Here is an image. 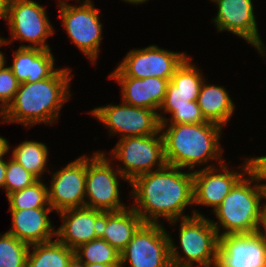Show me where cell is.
Wrapping results in <instances>:
<instances>
[{
    "label": "cell",
    "instance_id": "9c48e42d",
    "mask_svg": "<svg viewBox=\"0 0 266 267\" xmlns=\"http://www.w3.org/2000/svg\"><path fill=\"white\" fill-rule=\"evenodd\" d=\"M169 236L161 223H143L120 253V267H172Z\"/></svg>",
    "mask_w": 266,
    "mask_h": 267
},
{
    "label": "cell",
    "instance_id": "d4e9b609",
    "mask_svg": "<svg viewBox=\"0 0 266 267\" xmlns=\"http://www.w3.org/2000/svg\"><path fill=\"white\" fill-rule=\"evenodd\" d=\"M48 153L45 143L26 140L13 149L12 158L38 180H41L42 175L46 172Z\"/></svg>",
    "mask_w": 266,
    "mask_h": 267
},
{
    "label": "cell",
    "instance_id": "8fae6325",
    "mask_svg": "<svg viewBox=\"0 0 266 267\" xmlns=\"http://www.w3.org/2000/svg\"><path fill=\"white\" fill-rule=\"evenodd\" d=\"M90 114L109 129L110 136L119 134L120 139L154 135L160 131L161 123L156 111L124 102L96 107Z\"/></svg>",
    "mask_w": 266,
    "mask_h": 267
},
{
    "label": "cell",
    "instance_id": "d590c367",
    "mask_svg": "<svg viewBox=\"0 0 266 267\" xmlns=\"http://www.w3.org/2000/svg\"><path fill=\"white\" fill-rule=\"evenodd\" d=\"M9 0H0V19L6 18Z\"/></svg>",
    "mask_w": 266,
    "mask_h": 267
},
{
    "label": "cell",
    "instance_id": "7c38bea8",
    "mask_svg": "<svg viewBox=\"0 0 266 267\" xmlns=\"http://www.w3.org/2000/svg\"><path fill=\"white\" fill-rule=\"evenodd\" d=\"M184 52H174L157 45L130 50L117 68L127 77L143 79L158 77L170 80L176 69L188 57Z\"/></svg>",
    "mask_w": 266,
    "mask_h": 267
},
{
    "label": "cell",
    "instance_id": "836d02e7",
    "mask_svg": "<svg viewBox=\"0 0 266 267\" xmlns=\"http://www.w3.org/2000/svg\"><path fill=\"white\" fill-rule=\"evenodd\" d=\"M6 168L7 161L4 158H0V188H4Z\"/></svg>",
    "mask_w": 266,
    "mask_h": 267
},
{
    "label": "cell",
    "instance_id": "74e56055",
    "mask_svg": "<svg viewBox=\"0 0 266 267\" xmlns=\"http://www.w3.org/2000/svg\"><path fill=\"white\" fill-rule=\"evenodd\" d=\"M67 267H85V263L74 256L68 263Z\"/></svg>",
    "mask_w": 266,
    "mask_h": 267
},
{
    "label": "cell",
    "instance_id": "83f0119b",
    "mask_svg": "<svg viewBox=\"0 0 266 267\" xmlns=\"http://www.w3.org/2000/svg\"><path fill=\"white\" fill-rule=\"evenodd\" d=\"M30 245L12 234H0V267H26Z\"/></svg>",
    "mask_w": 266,
    "mask_h": 267
},
{
    "label": "cell",
    "instance_id": "ab89813d",
    "mask_svg": "<svg viewBox=\"0 0 266 267\" xmlns=\"http://www.w3.org/2000/svg\"><path fill=\"white\" fill-rule=\"evenodd\" d=\"M122 1H124V2H128V3H130V4H135V5H140V4H142V3H145L146 1H148V0H122Z\"/></svg>",
    "mask_w": 266,
    "mask_h": 267
},
{
    "label": "cell",
    "instance_id": "4fadbf2b",
    "mask_svg": "<svg viewBox=\"0 0 266 267\" xmlns=\"http://www.w3.org/2000/svg\"><path fill=\"white\" fill-rule=\"evenodd\" d=\"M206 165L200 170L193 171V205L213 207L214 211L229 194L233 186L250 170L249 157L245 158L240 171L229 170L225 162ZM222 172H218L220 170Z\"/></svg>",
    "mask_w": 266,
    "mask_h": 267
},
{
    "label": "cell",
    "instance_id": "44dd1931",
    "mask_svg": "<svg viewBox=\"0 0 266 267\" xmlns=\"http://www.w3.org/2000/svg\"><path fill=\"white\" fill-rule=\"evenodd\" d=\"M13 54V63L9 67L19 83L44 80L57 70L51 49L18 48Z\"/></svg>",
    "mask_w": 266,
    "mask_h": 267
},
{
    "label": "cell",
    "instance_id": "5b68a950",
    "mask_svg": "<svg viewBox=\"0 0 266 267\" xmlns=\"http://www.w3.org/2000/svg\"><path fill=\"white\" fill-rule=\"evenodd\" d=\"M191 216L181 218L179 230V254L170 237V258L172 267H214L217 262L219 236L211 220L204 217L198 210ZM196 264V265H194Z\"/></svg>",
    "mask_w": 266,
    "mask_h": 267
},
{
    "label": "cell",
    "instance_id": "e575fe53",
    "mask_svg": "<svg viewBox=\"0 0 266 267\" xmlns=\"http://www.w3.org/2000/svg\"><path fill=\"white\" fill-rule=\"evenodd\" d=\"M10 150L9 143L6 138L0 136V158H4Z\"/></svg>",
    "mask_w": 266,
    "mask_h": 267
},
{
    "label": "cell",
    "instance_id": "6da1fadb",
    "mask_svg": "<svg viewBox=\"0 0 266 267\" xmlns=\"http://www.w3.org/2000/svg\"><path fill=\"white\" fill-rule=\"evenodd\" d=\"M131 196L135 203L132 207L144 223H160L159 218L176 224L186 207L193 205V171L165 165L134 178Z\"/></svg>",
    "mask_w": 266,
    "mask_h": 267
},
{
    "label": "cell",
    "instance_id": "5bb4252c",
    "mask_svg": "<svg viewBox=\"0 0 266 267\" xmlns=\"http://www.w3.org/2000/svg\"><path fill=\"white\" fill-rule=\"evenodd\" d=\"M212 2L218 6L217 15L213 19L216 29L243 38L265 57L266 46L260 39L252 0H212Z\"/></svg>",
    "mask_w": 266,
    "mask_h": 267
},
{
    "label": "cell",
    "instance_id": "f546056e",
    "mask_svg": "<svg viewBox=\"0 0 266 267\" xmlns=\"http://www.w3.org/2000/svg\"><path fill=\"white\" fill-rule=\"evenodd\" d=\"M38 179L12 157L7 161L4 189L6 195L24 189Z\"/></svg>",
    "mask_w": 266,
    "mask_h": 267
},
{
    "label": "cell",
    "instance_id": "30bf717a",
    "mask_svg": "<svg viewBox=\"0 0 266 267\" xmlns=\"http://www.w3.org/2000/svg\"><path fill=\"white\" fill-rule=\"evenodd\" d=\"M58 7L62 25L71 42L95 65L103 39L100 10L94 4L76 6L58 3Z\"/></svg>",
    "mask_w": 266,
    "mask_h": 267
},
{
    "label": "cell",
    "instance_id": "7a4b0ae2",
    "mask_svg": "<svg viewBox=\"0 0 266 267\" xmlns=\"http://www.w3.org/2000/svg\"><path fill=\"white\" fill-rule=\"evenodd\" d=\"M71 72L69 68H57L44 80L20 83L14 100L0 115L1 122L22 123L26 127L56 122L62 106L71 96Z\"/></svg>",
    "mask_w": 266,
    "mask_h": 267
},
{
    "label": "cell",
    "instance_id": "4dcf8cb0",
    "mask_svg": "<svg viewBox=\"0 0 266 267\" xmlns=\"http://www.w3.org/2000/svg\"><path fill=\"white\" fill-rule=\"evenodd\" d=\"M19 84L9 66L0 69V115L14 100Z\"/></svg>",
    "mask_w": 266,
    "mask_h": 267
},
{
    "label": "cell",
    "instance_id": "d6a6232c",
    "mask_svg": "<svg viewBox=\"0 0 266 267\" xmlns=\"http://www.w3.org/2000/svg\"><path fill=\"white\" fill-rule=\"evenodd\" d=\"M266 200V199H265ZM263 227V228H262ZM258 232L266 238V203H263L261 210V221Z\"/></svg>",
    "mask_w": 266,
    "mask_h": 267
},
{
    "label": "cell",
    "instance_id": "603a6c76",
    "mask_svg": "<svg viewBox=\"0 0 266 267\" xmlns=\"http://www.w3.org/2000/svg\"><path fill=\"white\" fill-rule=\"evenodd\" d=\"M205 82L204 80L201 86L197 104L206 121L224 127L233 115L236 105L224 87Z\"/></svg>",
    "mask_w": 266,
    "mask_h": 267
},
{
    "label": "cell",
    "instance_id": "ffe728a7",
    "mask_svg": "<svg viewBox=\"0 0 266 267\" xmlns=\"http://www.w3.org/2000/svg\"><path fill=\"white\" fill-rule=\"evenodd\" d=\"M191 60L188 56L172 75L161 106L190 105V101H197L205 79Z\"/></svg>",
    "mask_w": 266,
    "mask_h": 267
},
{
    "label": "cell",
    "instance_id": "8992f818",
    "mask_svg": "<svg viewBox=\"0 0 266 267\" xmlns=\"http://www.w3.org/2000/svg\"><path fill=\"white\" fill-rule=\"evenodd\" d=\"M106 156L101 151L90 157L86 155L85 207L103 212L121 211L128 207L120 201L118 178L130 182L117 168L113 169Z\"/></svg>",
    "mask_w": 266,
    "mask_h": 267
},
{
    "label": "cell",
    "instance_id": "e0dca14e",
    "mask_svg": "<svg viewBox=\"0 0 266 267\" xmlns=\"http://www.w3.org/2000/svg\"><path fill=\"white\" fill-rule=\"evenodd\" d=\"M62 225L56 229L57 239L68 248L79 246L99 237L103 211L89 207L71 208L58 212Z\"/></svg>",
    "mask_w": 266,
    "mask_h": 267
},
{
    "label": "cell",
    "instance_id": "484cf974",
    "mask_svg": "<svg viewBox=\"0 0 266 267\" xmlns=\"http://www.w3.org/2000/svg\"><path fill=\"white\" fill-rule=\"evenodd\" d=\"M6 197L10 204L9 210L52 208L48 200V186L41 180L24 189L14 191Z\"/></svg>",
    "mask_w": 266,
    "mask_h": 267
},
{
    "label": "cell",
    "instance_id": "d6986e66",
    "mask_svg": "<svg viewBox=\"0 0 266 267\" xmlns=\"http://www.w3.org/2000/svg\"><path fill=\"white\" fill-rule=\"evenodd\" d=\"M52 208L10 210L12 227L8 233L29 245L51 241L56 236L48 215Z\"/></svg>",
    "mask_w": 266,
    "mask_h": 267
},
{
    "label": "cell",
    "instance_id": "4316f807",
    "mask_svg": "<svg viewBox=\"0 0 266 267\" xmlns=\"http://www.w3.org/2000/svg\"><path fill=\"white\" fill-rule=\"evenodd\" d=\"M75 256L84 263L120 265V252L103 238H95L74 250Z\"/></svg>",
    "mask_w": 266,
    "mask_h": 267
},
{
    "label": "cell",
    "instance_id": "f1b7e54d",
    "mask_svg": "<svg viewBox=\"0 0 266 267\" xmlns=\"http://www.w3.org/2000/svg\"><path fill=\"white\" fill-rule=\"evenodd\" d=\"M161 109L164 114L170 113L171 118L167 119L165 115L163 116L160 112ZM159 112L158 118L160 123H168L169 120L170 124H198L208 122L203 117L197 101H190V105L160 106Z\"/></svg>",
    "mask_w": 266,
    "mask_h": 267
},
{
    "label": "cell",
    "instance_id": "1f68e13d",
    "mask_svg": "<svg viewBox=\"0 0 266 267\" xmlns=\"http://www.w3.org/2000/svg\"><path fill=\"white\" fill-rule=\"evenodd\" d=\"M250 170L257 176L259 181L266 182V155L259 157H250ZM266 191V183H261Z\"/></svg>",
    "mask_w": 266,
    "mask_h": 267
},
{
    "label": "cell",
    "instance_id": "ba28073f",
    "mask_svg": "<svg viewBox=\"0 0 266 267\" xmlns=\"http://www.w3.org/2000/svg\"><path fill=\"white\" fill-rule=\"evenodd\" d=\"M45 9L33 0H9L5 21L10 28L11 40L6 39L7 43L22 40L30 44L20 45L19 48L50 50L46 40L55 31Z\"/></svg>",
    "mask_w": 266,
    "mask_h": 267
},
{
    "label": "cell",
    "instance_id": "277c9868",
    "mask_svg": "<svg viewBox=\"0 0 266 267\" xmlns=\"http://www.w3.org/2000/svg\"><path fill=\"white\" fill-rule=\"evenodd\" d=\"M259 182L257 176L249 170L213 211L218 221L211 220V223L218 236L258 232L263 206L261 200L266 199V191ZM220 227L224 231L221 232Z\"/></svg>",
    "mask_w": 266,
    "mask_h": 267
},
{
    "label": "cell",
    "instance_id": "52a82bcc",
    "mask_svg": "<svg viewBox=\"0 0 266 267\" xmlns=\"http://www.w3.org/2000/svg\"><path fill=\"white\" fill-rule=\"evenodd\" d=\"M110 152L112 158L123 164L117 169L129 182L139 175L166 165L164 141L160 131L154 135L119 139Z\"/></svg>",
    "mask_w": 266,
    "mask_h": 267
},
{
    "label": "cell",
    "instance_id": "f35d334b",
    "mask_svg": "<svg viewBox=\"0 0 266 267\" xmlns=\"http://www.w3.org/2000/svg\"><path fill=\"white\" fill-rule=\"evenodd\" d=\"M85 267H120V265H107V264H101V263H93V264L85 263Z\"/></svg>",
    "mask_w": 266,
    "mask_h": 267
},
{
    "label": "cell",
    "instance_id": "9a60e30c",
    "mask_svg": "<svg viewBox=\"0 0 266 267\" xmlns=\"http://www.w3.org/2000/svg\"><path fill=\"white\" fill-rule=\"evenodd\" d=\"M51 176L48 200L55 212L85 207L86 155L78 157Z\"/></svg>",
    "mask_w": 266,
    "mask_h": 267
},
{
    "label": "cell",
    "instance_id": "3957f363",
    "mask_svg": "<svg viewBox=\"0 0 266 267\" xmlns=\"http://www.w3.org/2000/svg\"><path fill=\"white\" fill-rule=\"evenodd\" d=\"M168 126V127H167ZM222 126L203 122L198 124L161 123L160 132L164 141V155L167 165L188 168L209 164L216 160L222 164L223 148L220 146ZM166 129V130H165ZM165 130V131H164Z\"/></svg>",
    "mask_w": 266,
    "mask_h": 267
},
{
    "label": "cell",
    "instance_id": "ac0fdd59",
    "mask_svg": "<svg viewBox=\"0 0 266 267\" xmlns=\"http://www.w3.org/2000/svg\"><path fill=\"white\" fill-rule=\"evenodd\" d=\"M116 80L122 92V101L126 104L152 109L158 113L164 101L170 80L158 77L138 79L125 76L117 67L109 75Z\"/></svg>",
    "mask_w": 266,
    "mask_h": 267
},
{
    "label": "cell",
    "instance_id": "2e32d148",
    "mask_svg": "<svg viewBox=\"0 0 266 267\" xmlns=\"http://www.w3.org/2000/svg\"><path fill=\"white\" fill-rule=\"evenodd\" d=\"M216 267H266V238L259 232L219 236Z\"/></svg>",
    "mask_w": 266,
    "mask_h": 267
},
{
    "label": "cell",
    "instance_id": "60d3db41",
    "mask_svg": "<svg viewBox=\"0 0 266 267\" xmlns=\"http://www.w3.org/2000/svg\"><path fill=\"white\" fill-rule=\"evenodd\" d=\"M78 2H80L81 0H77ZM58 3H62V4H65L67 3L66 0H60ZM82 4H93V2L91 0H84L82 2Z\"/></svg>",
    "mask_w": 266,
    "mask_h": 267
},
{
    "label": "cell",
    "instance_id": "cb8c5ba5",
    "mask_svg": "<svg viewBox=\"0 0 266 267\" xmlns=\"http://www.w3.org/2000/svg\"><path fill=\"white\" fill-rule=\"evenodd\" d=\"M30 247L33 248L32 252ZM30 247L26 267H67L69 261L75 256L74 250L58 239L32 244Z\"/></svg>",
    "mask_w": 266,
    "mask_h": 267
},
{
    "label": "cell",
    "instance_id": "8d00e7d4",
    "mask_svg": "<svg viewBox=\"0 0 266 267\" xmlns=\"http://www.w3.org/2000/svg\"><path fill=\"white\" fill-rule=\"evenodd\" d=\"M6 44H8L7 40L4 37L0 36V47L4 46ZM5 59L6 58H5L4 54H3V52L0 51V69H2L5 66V64H6V60Z\"/></svg>",
    "mask_w": 266,
    "mask_h": 267
},
{
    "label": "cell",
    "instance_id": "7402d4cb",
    "mask_svg": "<svg viewBox=\"0 0 266 267\" xmlns=\"http://www.w3.org/2000/svg\"><path fill=\"white\" fill-rule=\"evenodd\" d=\"M143 223L140 215L130 206L121 211L104 212L99 237L121 253Z\"/></svg>",
    "mask_w": 266,
    "mask_h": 267
}]
</instances>
